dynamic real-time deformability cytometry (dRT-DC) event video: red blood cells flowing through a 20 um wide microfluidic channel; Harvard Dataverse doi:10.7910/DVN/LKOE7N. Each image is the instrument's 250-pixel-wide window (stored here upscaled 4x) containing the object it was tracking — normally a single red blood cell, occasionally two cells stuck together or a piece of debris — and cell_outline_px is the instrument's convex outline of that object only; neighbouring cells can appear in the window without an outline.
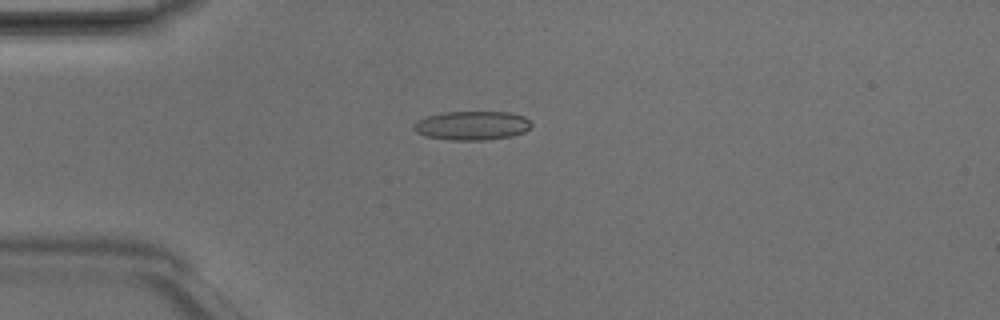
{"species": "Egyptian fruit bat (a non-hibernating species)", "species_latin": "Rousettus aegyptiacus", "temperature_condition": "room temperature", "stored_images_in_passage": 4, "camera_frame_rate_fps": 3000, "um_per_image_px": 0.085, "animal": {"sex": "male"}, "frame": {"image": 1, "passage_image": 4, "time_ms": 1.0, "image_size_px": [1000, 320], "cell_outline_px": [[532, 124], [524, 132], [512, 136], [484, 140], [452, 140], [424, 136], [416, 132], [412, 128], [420, 120], [428, 116], [444, 112], [508, 112], [524, 116]], "centroid_in_image_um": [40.13, 10.67], "position_along_channel_um": 44.9, "area_um2": 19.65}}